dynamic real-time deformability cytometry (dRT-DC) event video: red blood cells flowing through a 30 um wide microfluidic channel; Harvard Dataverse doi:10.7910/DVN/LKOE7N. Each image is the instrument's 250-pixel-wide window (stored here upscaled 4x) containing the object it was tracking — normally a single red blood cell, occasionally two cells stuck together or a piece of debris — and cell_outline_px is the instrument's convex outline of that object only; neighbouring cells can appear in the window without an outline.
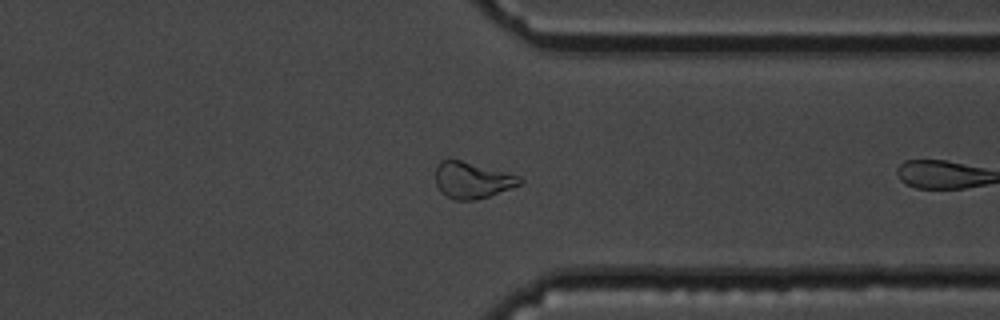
{"species": "common noctule bat (a hibernating species)", "species_latin": "Nyctalus noctula", "temperature_condition": "cold", "stored_images_in_passage": 30, "camera_frame_rate_fps": 3000, "um_per_image_px": 0.085, "animal": {"sex": "male", "body_mass_g": 19.5, "forearm_length_mm": 54.6}, "frame": {"image": 1, "passage_image": 29, "time_ms": 9.333, "image_size_px": [1000, 320], "cell_outline_px": [[524, 180], [520, 184], [488, 196], [476, 200], [456, 200], [440, 192], [436, 184], [436, 168], [440, 160], [448, 156], [520, 176]], "centroid_in_image_um": [40.09, 15.27], "position_along_channel_um": 371.3, "area_um2": 17.98}}